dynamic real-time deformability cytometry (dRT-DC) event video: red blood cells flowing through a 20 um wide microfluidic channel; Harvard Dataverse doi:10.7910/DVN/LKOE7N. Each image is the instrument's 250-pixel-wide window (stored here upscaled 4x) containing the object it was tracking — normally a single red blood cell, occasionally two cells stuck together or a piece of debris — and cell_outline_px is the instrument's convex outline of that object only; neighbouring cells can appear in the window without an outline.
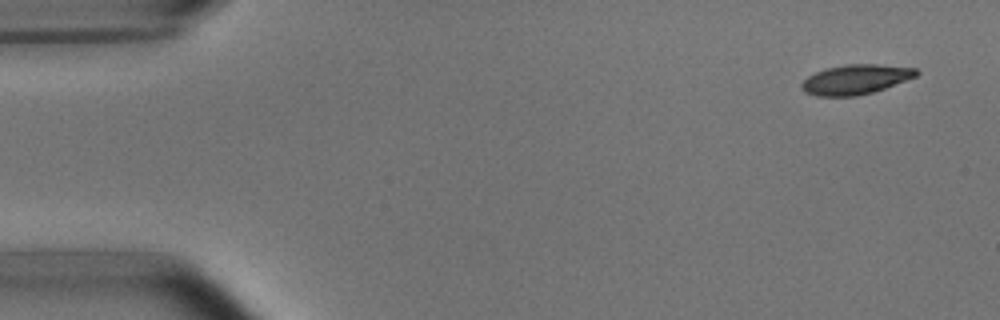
{"species": "common noctule bat (a hibernating species)", "species_latin": "Nyctalus noctula", "temperature_condition": "room temperature", "stored_images_in_passage": 7, "camera_frame_rate_fps": 3000, "um_per_image_px": 0.085, "animal": {"sex": "male", "body_mass_g": 15.6}, "frame": {"image": 1, "passage_image": 1, "time_ms": 0.0, "image_size_px": [1000, 320], "cell_outline_px": [[920, 72], [916, 76], [884, 88], [872, 92], [856, 96], [816, 96], [804, 92], [800, 88], [800, 84], [808, 76], [816, 72], [828, 68], [844, 64], [876, 64], [916, 68]], "centroid_in_image_um": [72.69, 6.75], "position_along_channel_um": 12.3, "area_um2": 19.77}}
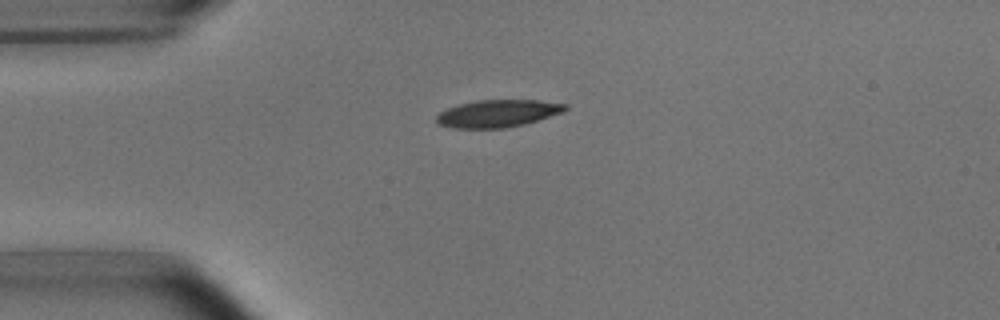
{"frame": {"image": 2, "passage_image": 4, "time_ms": 3.333, "image_size_px": [1000, 320], "cell_outline_px": [[568, 108], [564, 112], [524, 124], [504, 128], [452, 128], [436, 124], [436, 116], [440, 112], [448, 108], [460, 104], [476, 100], [536, 100], [568, 104]], "centroid_in_image_um": [42.3, 9.64], "position_along_channel_um": 42.7, "area_um2": 20.58}}
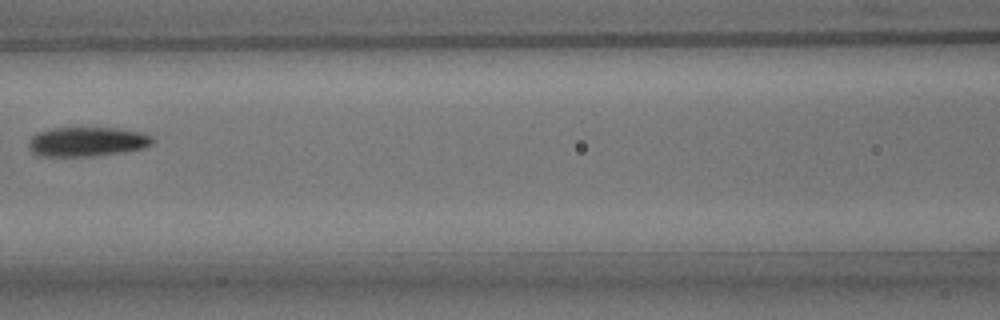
{"frame": {"image": 3, "passage_image": 7, "time_ms": 7.0, "image_size_px": [1000, 320], "cell_outline_px": [[152, 144], [144, 148], [124, 152], [92, 156], [36, 156], [32, 152], [28, 144], [32, 136], [36, 132], [52, 128], [116, 128], [140, 132], [152, 136]], "centroid_in_image_um": [7.38, 12.05], "position_along_channel_um": 159.2, "area_um2": 21.27}}